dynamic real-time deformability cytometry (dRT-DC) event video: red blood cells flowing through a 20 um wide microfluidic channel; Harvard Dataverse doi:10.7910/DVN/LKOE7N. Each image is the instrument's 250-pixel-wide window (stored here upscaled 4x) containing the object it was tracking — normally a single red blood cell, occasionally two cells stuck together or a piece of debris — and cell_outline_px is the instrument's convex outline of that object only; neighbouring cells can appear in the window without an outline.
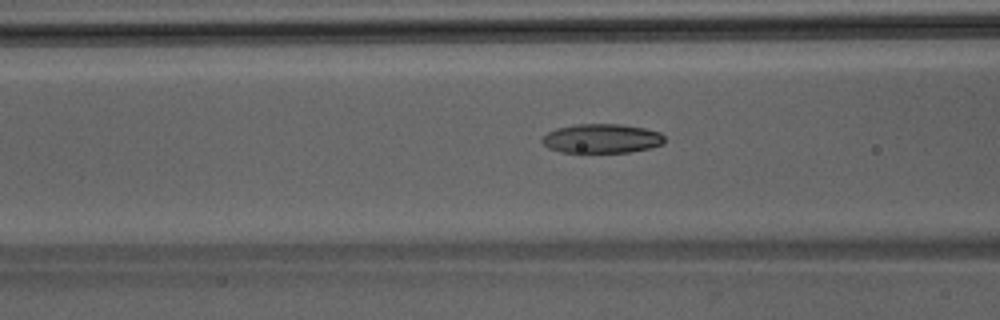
{"species": "Egyptian fruit bat (a non-hibernating species)", "species_latin": "Rousettus aegyptiacus", "temperature_condition": "room temperature", "stored_images_in_passage": 37, "camera_frame_rate_fps": 3000, "um_per_image_px": 0.085, "animal": {"sex": "male"}, "frame": {"image": 1, "passage_image": 9, "time_ms": 2.667, "image_size_px": [1000, 320], "cell_outline_px": [[664, 144], [652, 148], [628, 152], [560, 152], [548, 148], [540, 140], [548, 132], [556, 128], [576, 124], [620, 124], [644, 128], [660, 132], [664, 136]], "centroid_in_image_um": [51.16, 11.77], "position_along_channel_um": 115.4, "area_um2": 20.92}}
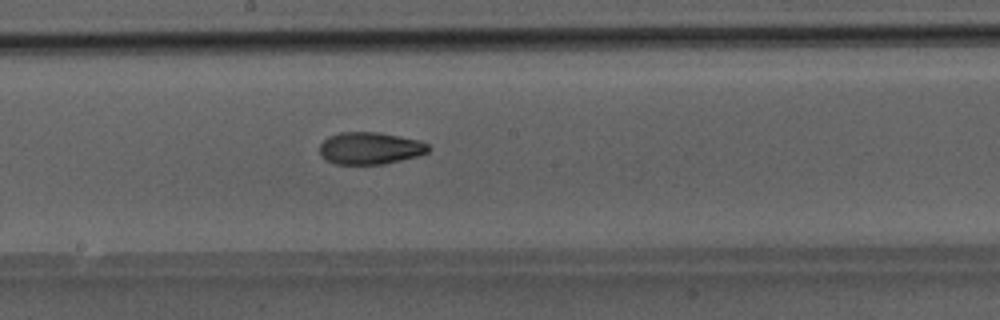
{"frame": {"image": 2, "passage_image": 16, "time_ms": 5.0, "image_size_px": [1000, 320], "cell_outline_px": [[428, 152], [416, 156], [384, 164], [336, 164], [324, 160], [320, 156], [320, 144], [328, 136], [340, 132], [380, 132], [420, 140], [428, 144]], "centroid_in_image_um": [31.42, 12.59], "position_along_channel_um": 216.8, "area_um2": 20.46}}
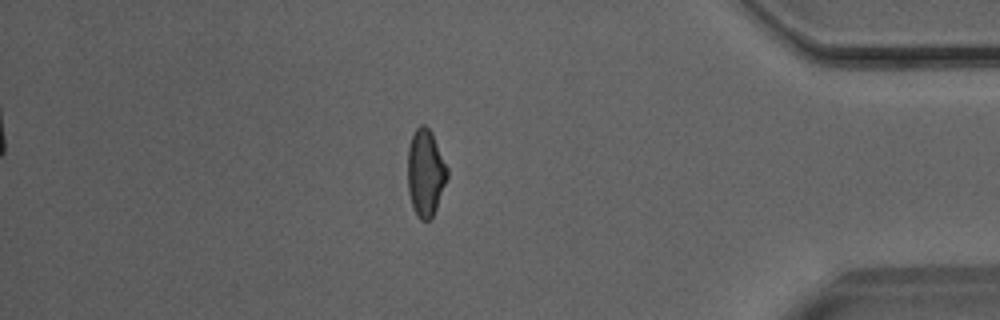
{"frame": {"image": 3, "passage_image": 31, "time_ms": 10.0, "image_size_px": [1000, 320], "cell_outline_px": [[448, 176], [436, 208], [432, 216], [428, 220], [420, 220], [416, 216], [412, 208], [408, 192], [408, 148], [412, 136], [416, 128], [420, 124], [424, 124], [432, 132], [448, 168]], "centroid_in_image_um": [36.16, 14.69], "position_along_channel_um": 399.0, "area_um2": 20.11}}